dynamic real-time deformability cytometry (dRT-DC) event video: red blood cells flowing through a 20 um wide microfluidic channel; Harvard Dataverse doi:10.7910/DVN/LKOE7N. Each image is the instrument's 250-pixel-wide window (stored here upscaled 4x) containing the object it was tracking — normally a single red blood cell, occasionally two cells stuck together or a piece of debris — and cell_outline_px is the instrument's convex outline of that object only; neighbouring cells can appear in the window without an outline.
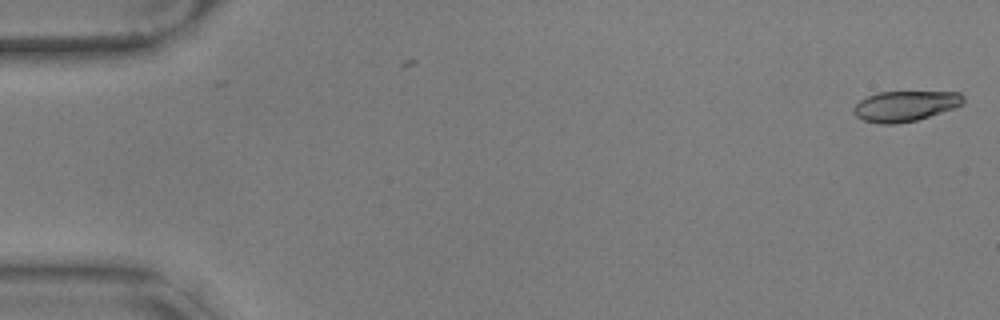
{"species": "common noctule bat (a hibernating species)", "species_latin": "Nyctalus noctula", "temperature_condition": "warm", "stored_images_in_passage": 4, "camera_frame_rate_fps": 3000, "um_per_image_px": 0.085, "animal": {"sex": "male", "body_mass_g": 17.9, "forearm_length_mm": 54.2}, "frame": {"image": 1, "passage_image": 1, "time_ms": 0.0, "image_size_px": [1000, 320], "cell_outline_px": [[964, 100], [960, 104], [952, 108], [916, 120], [896, 124], [880, 124], [864, 120], [856, 116], [852, 112], [852, 108], [860, 100], [876, 92], [960, 92], [964, 96]], "centroid_in_image_um": [76.88, 9.01], "position_along_channel_um": 8.1, "area_um2": 19.25}}